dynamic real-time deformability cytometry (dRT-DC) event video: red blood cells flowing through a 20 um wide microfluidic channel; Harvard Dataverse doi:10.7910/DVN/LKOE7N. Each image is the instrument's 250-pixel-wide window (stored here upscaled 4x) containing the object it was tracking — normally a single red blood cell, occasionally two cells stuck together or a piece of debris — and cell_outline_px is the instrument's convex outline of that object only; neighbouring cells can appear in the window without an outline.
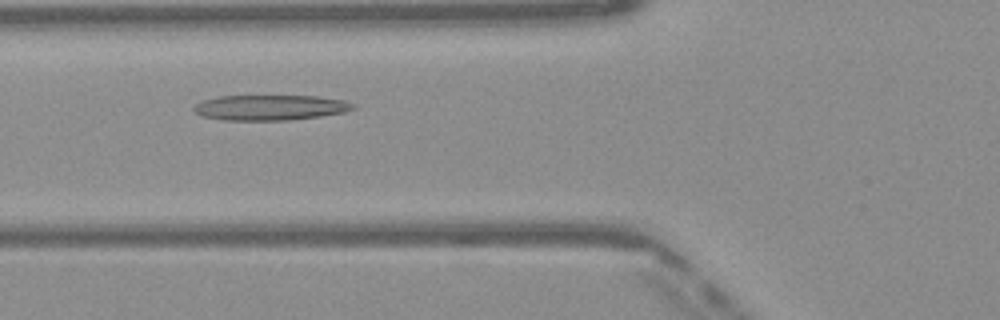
{"species": "Egyptian fruit bat (a non-hibernating species)", "species_latin": "Rousettus aegyptiacus", "temperature_condition": "warm", "stored_images_in_passage": 42, "camera_frame_rate_fps": 3000, "um_per_image_px": 0.085, "frame": {"image": 1, "passage_image": 11, "time_ms": 3.333, "image_size_px": [1000, 320], "cell_outline_px": [[356, 108], [344, 112], [320, 116], [292, 120], [224, 120], [204, 116], [196, 112], [192, 108], [196, 104], [204, 100], [220, 96], [316, 96], [344, 100], [356, 104]], "centroid_in_image_um": [23.01, 9.14], "position_along_channel_um": 102.8, "area_um2": 23.41}}
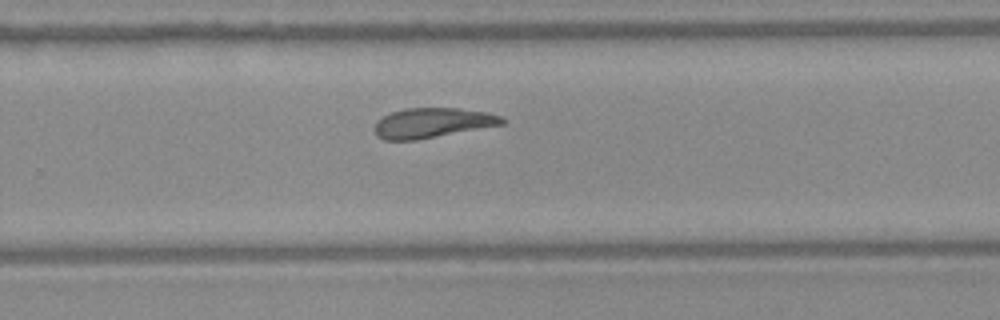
{"frame": {"image": 2, "passage_image": 25, "time_ms": 8.0, "image_size_px": [1000, 320], "cell_outline_px": [[508, 120], [504, 124], [416, 140], [384, 140], [376, 136], [376, 120], [392, 112], [404, 108], [460, 108], [488, 112], [500, 116]], "centroid_in_image_um": [36.78, 10.44], "position_along_channel_um": 293.0, "area_um2": 22.2}}
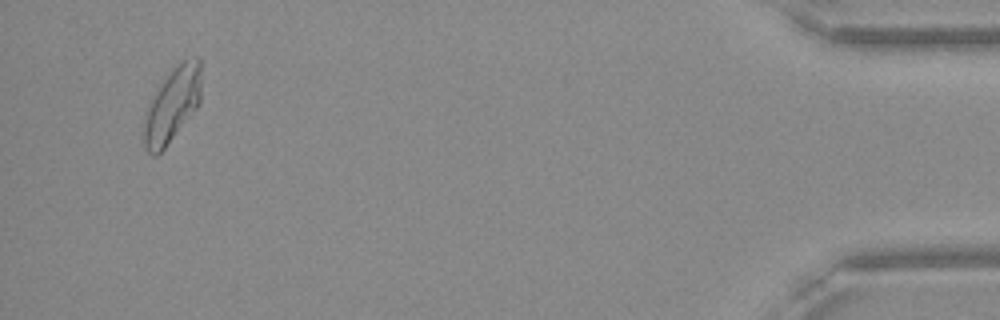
{"frame": {"image": 3, "passage_image": 40, "time_ms": 13.0, "image_size_px": [1000, 320], "cell_outline_px": [[200, 104], [164, 148], [156, 156], [152, 156], [148, 152], [144, 144], [144, 112], [148, 100], [172, 68], [184, 60], [196, 56], [200, 56]], "centroid_in_image_um": [14.61, 8.9], "position_along_channel_um": 420.6, "area_um2": 24.97}, "authors_computed_cell_mechanics": {"area_um2": 23.409, "velocity_mm_per_s": 4.0687, "shape_relaxation_time_tau1_ms": null, "shape_relaxation_time_tau2_ms": 4.3764, "deformation_change_tau1": null, "deformation_change_tau2": 0.149}}